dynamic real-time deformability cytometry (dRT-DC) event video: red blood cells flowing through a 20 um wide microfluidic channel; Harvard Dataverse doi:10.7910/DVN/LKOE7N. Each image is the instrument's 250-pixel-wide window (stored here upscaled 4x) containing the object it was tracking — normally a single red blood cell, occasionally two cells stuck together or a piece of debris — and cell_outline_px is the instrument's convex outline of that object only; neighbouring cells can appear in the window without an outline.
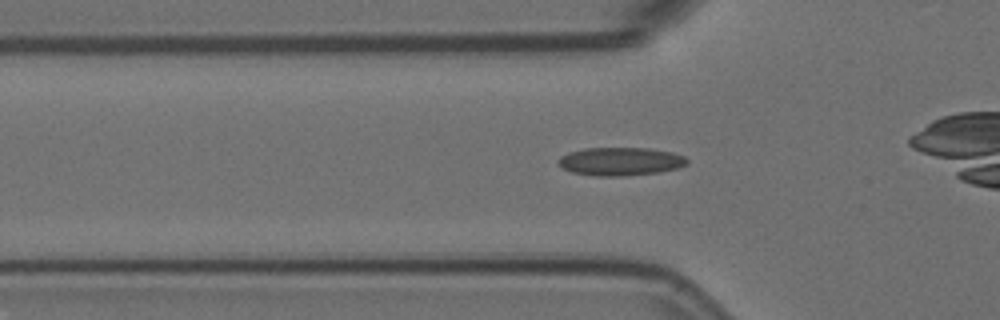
{"species": "Egyptian fruit bat (a non-hibernating species)", "species_latin": "Rousettus aegyptiacus", "temperature_condition": "room temperature", "stored_images_in_passage": 35, "camera_frame_rate_fps": 3000, "um_per_image_px": 0.085, "animal": {"sex": "female"}, "frame": {"image": 1, "passage_image": 8, "time_ms": 2.333, "image_size_px": [1000, 320], "cell_outline_px": [[688, 164], [676, 168], [660, 172], [620, 176], [596, 176], [572, 172], [560, 168], [556, 160], [560, 156], [568, 152], [584, 148], [648, 148], [672, 152], [684, 156], [688, 160]], "centroid_in_image_um": [52.69, 13.72], "position_along_channel_um": 73.1, "area_um2": 21.33}}
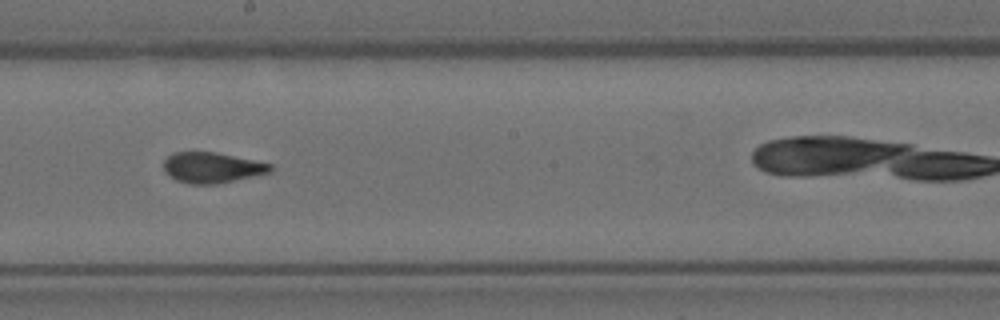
{"frame": {"image": 2, "passage_image": 21, "time_ms": 6.667, "image_size_px": [1000, 320], "cell_outline_px": [[272, 172], [216, 184], [192, 184], [176, 180], [168, 176], [164, 172], [164, 160], [172, 152], [216, 152], [272, 164]], "centroid_in_image_um": [17.99, 14.24], "position_along_channel_um": 230.2, "area_um2": 19.02}}
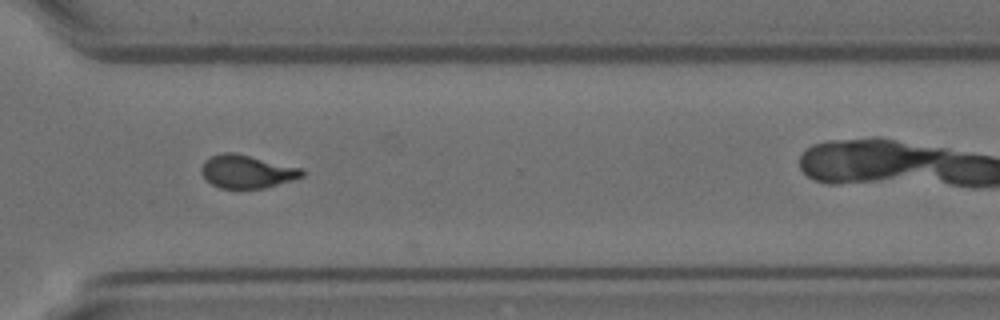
{"frame": {"image": 3, "passage_image": 31, "time_ms": 10.0, "image_size_px": [1000, 320], "cell_outline_px": [[304, 176], [292, 180], [264, 188], [220, 188], [212, 184], [200, 172], [200, 168], [204, 160], [212, 156], [224, 152], [232, 152], [304, 168]], "centroid_in_image_um": [20.99, 14.58], "position_along_channel_um": 349.6, "area_um2": 19.36}}